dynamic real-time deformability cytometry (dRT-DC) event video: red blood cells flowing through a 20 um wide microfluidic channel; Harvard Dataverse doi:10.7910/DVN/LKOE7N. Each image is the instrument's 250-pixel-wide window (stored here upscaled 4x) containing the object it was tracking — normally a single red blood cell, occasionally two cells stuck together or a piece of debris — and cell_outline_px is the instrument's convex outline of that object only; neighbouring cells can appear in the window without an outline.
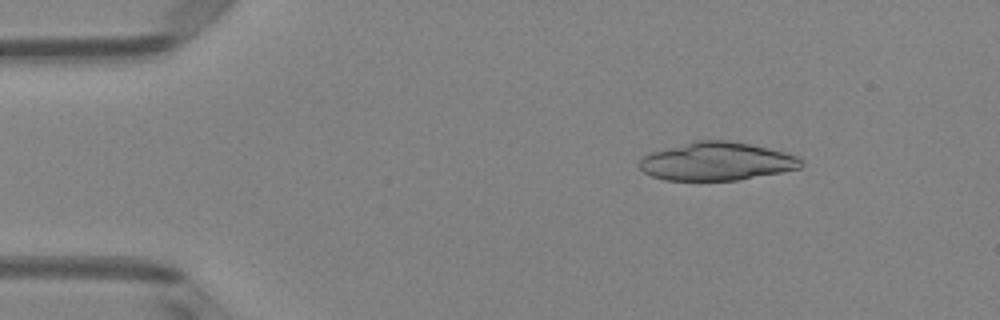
{"species": "Egyptian fruit bat (a non-hibernating species)", "species_latin": "Rousettus aegyptiacus", "temperature_condition": "room temperature", "stored_images_in_passage": 3, "camera_frame_rate_fps": 3000, "um_per_image_px": 0.085, "animal": {"sex": "female"}, "frame": {"image": 1, "passage_image": 2, "time_ms": 0.333, "image_size_px": [1000, 320], "cell_outline_px": [[804, 164], [800, 168], [740, 180], [664, 180], [652, 176], [644, 172], [636, 164], [644, 156], [652, 152], [664, 148], [692, 140], [728, 140], [752, 144], [800, 156]], "centroid_in_image_um": [60.92, 13.71], "position_along_channel_um": 24.1, "area_um2": 36.3}}